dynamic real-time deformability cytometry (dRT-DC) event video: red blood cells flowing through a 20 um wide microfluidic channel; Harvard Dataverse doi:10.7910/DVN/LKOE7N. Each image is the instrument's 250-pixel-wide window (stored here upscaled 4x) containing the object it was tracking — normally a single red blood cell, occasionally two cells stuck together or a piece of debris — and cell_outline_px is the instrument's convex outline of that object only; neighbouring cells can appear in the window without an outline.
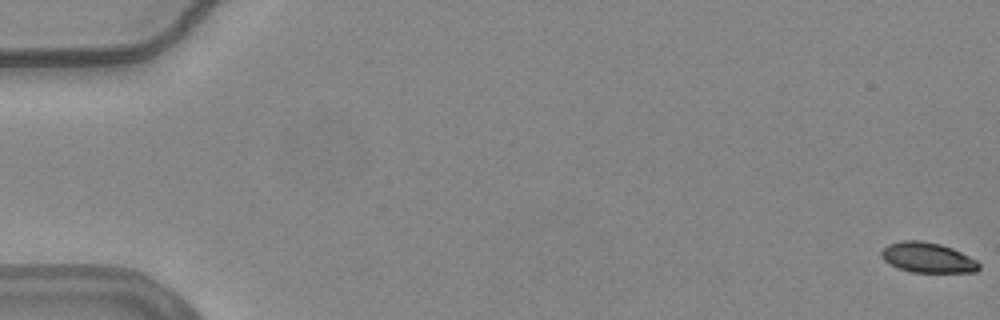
{"species": "common noctule bat (a hibernating species)", "species_latin": "Nyctalus noctula", "temperature_condition": "warm", "stored_images_in_passage": 57, "camera_frame_rate_fps": 3000, "um_per_image_px": 0.085, "animal": {"sex": "female", "body_mass_g": 24.6, "forearm_length_mm": 56.2}, "frame": {"image": 1, "passage_image": 1, "time_ms": 0.0, "image_size_px": [1000, 320], "cell_outline_px": [[980, 268], [976, 272], [912, 272], [888, 264], [880, 256], [880, 252], [888, 244], [904, 240], [920, 240], [940, 244], [952, 248], [976, 260], [980, 264]], "centroid_in_image_um": [78.83, 21.89], "position_along_channel_um": 6.2, "area_um2": 17.11}}
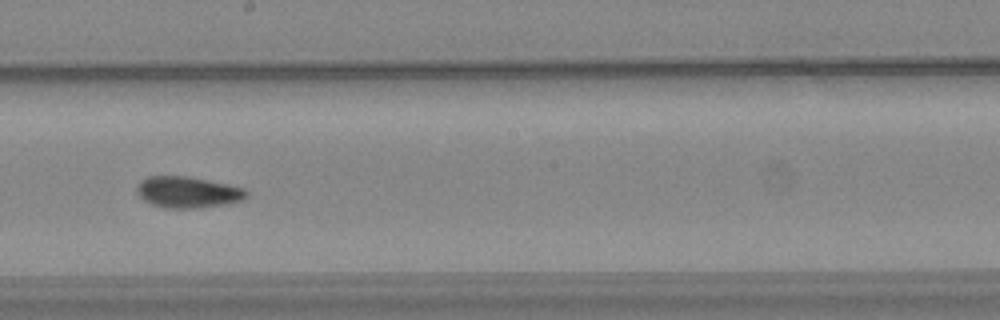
{"frame": {"image": 2, "passage_image": 33, "time_ms": 10.667, "image_size_px": [1000, 320], "cell_outline_px": [[248, 196], [244, 200], [224, 204], [192, 208], [164, 208], [152, 204], [144, 200], [136, 192], [136, 184], [140, 180], [148, 176], [188, 176], [228, 184], [244, 188], [248, 192]], "centroid_in_image_um": [15.94, 16.32], "position_along_channel_um": 232.3, "area_um2": 20.06}}
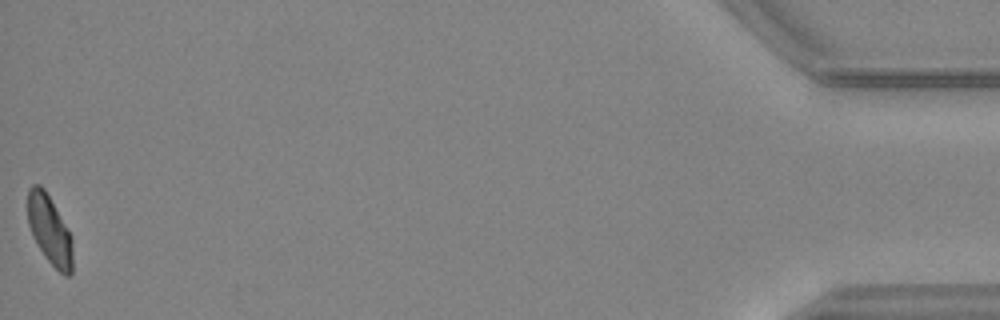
{"frame": {"image": 3, "passage_image": 57, "time_ms": 18.667, "image_size_px": [1000, 320], "cell_outline_px": [[72, 276], [64, 276], [44, 256], [32, 236], [28, 224], [28, 188], [32, 184], [40, 184], [44, 188], [72, 236]], "centroid_in_image_um": [4.21, 19.55], "position_along_channel_um": 431.0, "area_um2": 18.09}, "authors_computed_cell_mechanics": {"area_um2": 19.074, "velocity_mm_per_s": 3.7289, "shape_relaxation_time_tau1_ms": 5.8908, "shape_relaxation_time_tau2_ms": 2.2531, "deformation_change_tau1": 0.1658, "deformation_change_tau2": 0.0731}}